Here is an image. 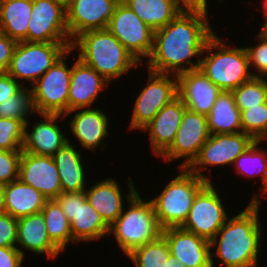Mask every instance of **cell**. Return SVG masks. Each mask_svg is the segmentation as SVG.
<instances>
[{
  "label": "cell",
  "mask_w": 267,
  "mask_h": 267,
  "mask_svg": "<svg viewBox=\"0 0 267 267\" xmlns=\"http://www.w3.org/2000/svg\"><path fill=\"white\" fill-rule=\"evenodd\" d=\"M214 34L207 17L179 13L165 27L154 31L153 48L145 62L148 71L178 76L199 69V56ZM195 57L199 58L193 63Z\"/></svg>",
  "instance_id": "cell-1"
},
{
  "label": "cell",
  "mask_w": 267,
  "mask_h": 267,
  "mask_svg": "<svg viewBox=\"0 0 267 267\" xmlns=\"http://www.w3.org/2000/svg\"><path fill=\"white\" fill-rule=\"evenodd\" d=\"M254 195L243 211L227 219L226 223L210 241L211 265L215 267L216 256L226 267H259L258 253L261 248L262 226L259 222L260 201Z\"/></svg>",
  "instance_id": "cell-2"
},
{
  "label": "cell",
  "mask_w": 267,
  "mask_h": 267,
  "mask_svg": "<svg viewBox=\"0 0 267 267\" xmlns=\"http://www.w3.org/2000/svg\"><path fill=\"white\" fill-rule=\"evenodd\" d=\"M71 49H78V58L109 83L140 65L107 28L83 32L72 41Z\"/></svg>",
  "instance_id": "cell-3"
},
{
  "label": "cell",
  "mask_w": 267,
  "mask_h": 267,
  "mask_svg": "<svg viewBox=\"0 0 267 267\" xmlns=\"http://www.w3.org/2000/svg\"><path fill=\"white\" fill-rule=\"evenodd\" d=\"M129 209L117 217L110 226L109 235L114 234L123 253L128 255L136 247L156 240L162 233L151 200L143 201L131 178L127 179Z\"/></svg>",
  "instance_id": "cell-4"
},
{
  "label": "cell",
  "mask_w": 267,
  "mask_h": 267,
  "mask_svg": "<svg viewBox=\"0 0 267 267\" xmlns=\"http://www.w3.org/2000/svg\"><path fill=\"white\" fill-rule=\"evenodd\" d=\"M202 56L199 69L222 91L232 92L256 77V73L250 71L245 47H230L216 32L207 41Z\"/></svg>",
  "instance_id": "cell-5"
},
{
  "label": "cell",
  "mask_w": 267,
  "mask_h": 267,
  "mask_svg": "<svg viewBox=\"0 0 267 267\" xmlns=\"http://www.w3.org/2000/svg\"><path fill=\"white\" fill-rule=\"evenodd\" d=\"M207 183L188 168H180V174L172 178L162 192L151 200L160 228L181 227L195 196Z\"/></svg>",
  "instance_id": "cell-6"
},
{
  "label": "cell",
  "mask_w": 267,
  "mask_h": 267,
  "mask_svg": "<svg viewBox=\"0 0 267 267\" xmlns=\"http://www.w3.org/2000/svg\"><path fill=\"white\" fill-rule=\"evenodd\" d=\"M71 45L72 43L18 42L7 72L16 81L22 79L24 83L23 80H26L32 86Z\"/></svg>",
  "instance_id": "cell-7"
},
{
  "label": "cell",
  "mask_w": 267,
  "mask_h": 267,
  "mask_svg": "<svg viewBox=\"0 0 267 267\" xmlns=\"http://www.w3.org/2000/svg\"><path fill=\"white\" fill-rule=\"evenodd\" d=\"M63 54L32 86L33 105L37 114H66L72 67L66 64L68 53Z\"/></svg>",
  "instance_id": "cell-8"
},
{
  "label": "cell",
  "mask_w": 267,
  "mask_h": 267,
  "mask_svg": "<svg viewBox=\"0 0 267 267\" xmlns=\"http://www.w3.org/2000/svg\"><path fill=\"white\" fill-rule=\"evenodd\" d=\"M146 84L134 101L132 117L128 126L130 130H141L161 108L178 97V78L175 75L149 71Z\"/></svg>",
  "instance_id": "cell-9"
},
{
  "label": "cell",
  "mask_w": 267,
  "mask_h": 267,
  "mask_svg": "<svg viewBox=\"0 0 267 267\" xmlns=\"http://www.w3.org/2000/svg\"><path fill=\"white\" fill-rule=\"evenodd\" d=\"M216 185L208 182L195 196L188 217L181 226L207 241H211L228 219V214Z\"/></svg>",
  "instance_id": "cell-10"
},
{
  "label": "cell",
  "mask_w": 267,
  "mask_h": 267,
  "mask_svg": "<svg viewBox=\"0 0 267 267\" xmlns=\"http://www.w3.org/2000/svg\"><path fill=\"white\" fill-rule=\"evenodd\" d=\"M255 141L252 136L242 131L234 134H211L188 169L211 182V178L202 173L203 169L208 170L207 166L232 165Z\"/></svg>",
  "instance_id": "cell-11"
},
{
  "label": "cell",
  "mask_w": 267,
  "mask_h": 267,
  "mask_svg": "<svg viewBox=\"0 0 267 267\" xmlns=\"http://www.w3.org/2000/svg\"><path fill=\"white\" fill-rule=\"evenodd\" d=\"M107 29L140 63L144 62L142 58L149 57L154 30L122 1L117 4Z\"/></svg>",
  "instance_id": "cell-12"
},
{
  "label": "cell",
  "mask_w": 267,
  "mask_h": 267,
  "mask_svg": "<svg viewBox=\"0 0 267 267\" xmlns=\"http://www.w3.org/2000/svg\"><path fill=\"white\" fill-rule=\"evenodd\" d=\"M27 42L72 43L66 8L53 0H32Z\"/></svg>",
  "instance_id": "cell-13"
},
{
  "label": "cell",
  "mask_w": 267,
  "mask_h": 267,
  "mask_svg": "<svg viewBox=\"0 0 267 267\" xmlns=\"http://www.w3.org/2000/svg\"><path fill=\"white\" fill-rule=\"evenodd\" d=\"M210 135L207 116L186 109L173 144L161 158L167 161L185 159L179 168H188Z\"/></svg>",
  "instance_id": "cell-14"
},
{
  "label": "cell",
  "mask_w": 267,
  "mask_h": 267,
  "mask_svg": "<svg viewBox=\"0 0 267 267\" xmlns=\"http://www.w3.org/2000/svg\"><path fill=\"white\" fill-rule=\"evenodd\" d=\"M121 0H72L66 8L71 41L83 32L106 29Z\"/></svg>",
  "instance_id": "cell-15"
},
{
  "label": "cell",
  "mask_w": 267,
  "mask_h": 267,
  "mask_svg": "<svg viewBox=\"0 0 267 267\" xmlns=\"http://www.w3.org/2000/svg\"><path fill=\"white\" fill-rule=\"evenodd\" d=\"M18 179L37 189L48 200L56 199L62 192L58 170L52 156L22 152Z\"/></svg>",
  "instance_id": "cell-16"
},
{
  "label": "cell",
  "mask_w": 267,
  "mask_h": 267,
  "mask_svg": "<svg viewBox=\"0 0 267 267\" xmlns=\"http://www.w3.org/2000/svg\"><path fill=\"white\" fill-rule=\"evenodd\" d=\"M161 235L168 243L170 254L186 267H212V249L206 239L181 227L163 229Z\"/></svg>",
  "instance_id": "cell-17"
},
{
  "label": "cell",
  "mask_w": 267,
  "mask_h": 267,
  "mask_svg": "<svg viewBox=\"0 0 267 267\" xmlns=\"http://www.w3.org/2000/svg\"><path fill=\"white\" fill-rule=\"evenodd\" d=\"M42 119L32 125V131H28L29 121L24 126V138L21 147L22 152L31 153L39 156H53L67 142L68 139L63 135L60 126L57 125L58 119L65 118L62 114H39Z\"/></svg>",
  "instance_id": "cell-18"
},
{
  "label": "cell",
  "mask_w": 267,
  "mask_h": 267,
  "mask_svg": "<svg viewBox=\"0 0 267 267\" xmlns=\"http://www.w3.org/2000/svg\"><path fill=\"white\" fill-rule=\"evenodd\" d=\"M177 78L178 97L186 108L207 116L222 90L200 69L184 72Z\"/></svg>",
  "instance_id": "cell-19"
},
{
  "label": "cell",
  "mask_w": 267,
  "mask_h": 267,
  "mask_svg": "<svg viewBox=\"0 0 267 267\" xmlns=\"http://www.w3.org/2000/svg\"><path fill=\"white\" fill-rule=\"evenodd\" d=\"M186 106L177 97L159 110L156 116L141 131H148L153 153L161 157L173 144L182 122Z\"/></svg>",
  "instance_id": "cell-20"
},
{
  "label": "cell",
  "mask_w": 267,
  "mask_h": 267,
  "mask_svg": "<svg viewBox=\"0 0 267 267\" xmlns=\"http://www.w3.org/2000/svg\"><path fill=\"white\" fill-rule=\"evenodd\" d=\"M109 84L95 69L79 58L72 65L68 112L93 107L100 92Z\"/></svg>",
  "instance_id": "cell-21"
},
{
  "label": "cell",
  "mask_w": 267,
  "mask_h": 267,
  "mask_svg": "<svg viewBox=\"0 0 267 267\" xmlns=\"http://www.w3.org/2000/svg\"><path fill=\"white\" fill-rule=\"evenodd\" d=\"M77 111V112H76ZM74 113L70 129L83 148L96 152L108 133V116L99 108L75 109L64 114ZM102 142V143H101Z\"/></svg>",
  "instance_id": "cell-22"
},
{
  "label": "cell",
  "mask_w": 267,
  "mask_h": 267,
  "mask_svg": "<svg viewBox=\"0 0 267 267\" xmlns=\"http://www.w3.org/2000/svg\"><path fill=\"white\" fill-rule=\"evenodd\" d=\"M17 225V246L33 254L44 255L55 259L61 251L49 239L42 212L21 217ZM19 244V245H18Z\"/></svg>",
  "instance_id": "cell-23"
},
{
  "label": "cell",
  "mask_w": 267,
  "mask_h": 267,
  "mask_svg": "<svg viewBox=\"0 0 267 267\" xmlns=\"http://www.w3.org/2000/svg\"><path fill=\"white\" fill-rule=\"evenodd\" d=\"M121 191L119 183L112 178L98 181L85 190L87 201L109 227L124 209L123 201L125 200H123Z\"/></svg>",
  "instance_id": "cell-24"
},
{
  "label": "cell",
  "mask_w": 267,
  "mask_h": 267,
  "mask_svg": "<svg viewBox=\"0 0 267 267\" xmlns=\"http://www.w3.org/2000/svg\"><path fill=\"white\" fill-rule=\"evenodd\" d=\"M63 192L86 190V173L80 152L70 140L53 156Z\"/></svg>",
  "instance_id": "cell-25"
},
{
  "label": "cell",
  "mask_w": 267,
  "mask_h": 267,
  "mask_svg": "<svg viewBox=\"0 0 267 267\" xmlns=\"http://www.w3.org/2000/svg\"><path fill=\"white\" fill-rule=\"evenodd\" d=\"M47 200L41 192L19 179L4 185L6 213L16 219L41 212Z\"/></svg>",
  "instance_id": "cell-26"
},
{
  "label": "cell",
  "mask_w": 267,
  "mask_h": 267,
  "mask_svg": "<svg viewBox=\"0 0 267 267\" xmlns=\"http://www.w3.org/2000/svg\"><path fill=\"white\" fill-rule=\"evenodd\" d=\"M110 227L89 204L85 191L78 192V211L71 222L72 242H90L109 235Z\"/></svg>",
  "instance_id": "cell-27"
},
{
  "label": "cell",
  "mask_w": 267,
  "mask_h": 267,
  "mask_svg": "<svg viewBox=\"0 0 267 267\" xmlns=\"http://www.w3.org/2000/svg\"><path fill=\"white\" fill-rule=\"evenodd\" d=\"M32 0H0V31L12 40L27 42Z\"/></svg>",
  "instance_id": "cell-28"
},
{
  "label": "cell",
  "mask_w": 267,
  "mask_h": 267,
  "mask_svg": "<svg viewBox=\"0 0 267 267\" xmlns=\"http://www.w3.org/2000/svg\"><path fill=\"white\" fill-rule=\"evenodd\" d=\"M210 134H234L242 131L241 112L232 92L222 91L207 115Z\"/></svg>",
  "instance_id": "cell-29"
},
{
  "label": "cell",
  "mask_w": 267,
  "mask_h": 267,
  "mask_svg": "<svg viewBox=\"0 0 267 267\" xmlns=\"http://www.w3.org/2000/svg\"><path fill=\"white\" fill-rule=\"evenodd\" d=\"M154 31L165 27L179 12L173 0H121Z\"/></svg>",
  "instance_id": "cell-30"
},
{
  "label": "cell",
  "mask_w": 267,
  "mask_h": 267,
  "mask_svg": "<svg viewBox=\"0 0 267 267\" xmlns=\"http://www.w3.org/2000/svg\"><path fill=\"white\" fill-rule=\"evenodd\" d=\"M41 212L43 213L49 239L63 252L68 244L72 242L71 223L55 199L47 200Z\"/></svg>",
  "instance_id": "cell-31"
},
{
  "label": "cell",
  "mask_w": 267,
  "mask_h": 267,
  "mask_svg": "<svg viewBox=\"0 0 267 267\" xmlns=\"http://www.w3.org/2000/svg\"><path fill=\"white\" fill-rule=\"evenodd\" d=\"M169 255L168 243L160 235L156 240L136 247L127 256L136 267H166Z\"/></svg>",
  "instance_id": "cell-32"
},
{
  "label": "cell",
  "mask_w": 267,
  "mask_h": 267,
  "mask_svg": "<svg viewBox=\"0 0 267 267\" xmlns=\"http://www.w3.org/2000/svg\"><path fill=\"white\" fill-rule=\"evenodd\" d=\"M260 143L262 141L256 140L234 161L233 165L238 175H246L247 178L260 176L263 183L267 175V151L258 147Z\"/></svg>",
  "instance_id": "cell-33"
},
{
  "label": "cell",
  "mask_w": 267,
  "mask_h": 267,
  "mask_svg": "<svg viewBox=\"0 0 267 267\" xmlns=\"http://www.w3.org/2000/svg\"><path fill=\"white\" fill-rule=\"evenodd\" d=\"M236 106L242 110L258 106L267 101V78L253 77L232 91Z\"/></svg>",
  "instance_id": "cell-34"
},
{
  "label": "cell",
  "mask_w": 267,
  "mask_h": 267,
  "mask_svg": "<svg viewBox=\"0 0 267 267\" xmlns=\"http://www.w3.org/2000/svg\"><path fill=\"white\" fill-rule=\"evenodd\" d=\"M33 96L31 88L25 86L16 95L0 103V118L18 119L24 124L28 117L34 113Z\"/></svg>",
  "instance_id": "cell-35"
},
{
  "label": "cell",
  "mask_w": 267,
  "mask_h": 267,
  "mask_svg": "<svg viewBox=\"0 0 267 267\" xmlns=\"http://www.w3.org/2000/svg\"><path fill=\"white\" fill-rule=\"evenodd\" d=\"M242 132L255 140H267V101L241 111Z\"/></svg>",
  "instance_id": "cell-36"
},
{
  "label": "cell",
  "mask_w": 267,
  "mask_h": 267,
  "mask_svg": "<svg viewBox=\"0 0 267 267\" xmlns=\"http://www.w3.org/2000/svg\"><path fill=\"white\" fill-rule=\"evenodd\" d=\"M24 126L18 119L0 118V149L21 151Z\"/></svg>",
  "instance_id": "cell-37"
},
{
  "label": "cell",
  "mask_w": 267,
  "mask_h": 267,
  "mask_svg": "<svg viewBox=\"0 0 267 267\" xmlns=\"http://www.w3.org/2000/svg\"><path fill=\"white\" fill-rule=\"evenodd\" d=\"M255 40L259 41V44L245 47L250 69L253 67L256 70V77H267V38L259 32Z\"/></svg>",
  "instance_id": "cell-38"
},
{
  "label": "cell",
  "mask_w": 267,
  "mask_h": 267,
  "mask_svg": "<svg viewBox=\"0 0 267 267\" xmlns=\"http://www.w3.org/2000/svg\"><path fill=\"white\" fill-rule=\"evenodd\" d=\"M22 151L0 149V184L7 185L18 180L19 162Z\"/></svg>",
  "instance_id": "cell-39"
},
{
  "label": "cell",
  "mask_w": 267,
  "mask_h": 267,
  "mask_svg": "<svg viewBox=\"0 0 267 267\" xmlns=\"http://www.w3.org/2000/svg\"><path fill=\"white\" fill-rule=\"evenodd\" d=\"M18 220L5 213L0 216V247H16Z\"/></svg>",
  "instance_id": "cell-40"
},
{
  "label": "cell",
  "mask_w": 267,
  "mask_h": 267,
  "mask_svg": "<svg viewBox=\"0 0 267 267\" xmlns=\"http://www.w3.org/2000/svg\"><path fill=\"white\" fill-rule=\"evenodd\" d=\"M17 42L0 31V74L9 69Z\"/></svg>",
  "instance_id": "cell-41"
},
{
  "label": "cell",
  "mask_w": 267,
  "mask_h": 267,
  "mask_svg": "<svg viewBox=\"0 0 267 267\" xmlns=\"http://www.w3.org/2000/svg\"><path fill=\"white\" fill-rule=\"evenodd\" d=\"M61 206L62 211L71 223L78 211V192H61L55 199Z\"/></svg>",
  "instance_id": "cell-42"
},
{
  "label": "cell",
  "mask_w": 267,
  "mask_h": 267,
  "mask_svg": "<svg viewBox=\"0 0 267 267\" xmlns=\"http://www.w3.org/2000/svg\"><path fill=\"white\" fill-rule=\"evenodd\" d=\"M179 13L199 14L208 17V0H173Z\"/></svg>",
  "instance_id": "cell-43"
},
{
  "label": "cell",
  "mask_w": 267,
  "mask_h": 267,
  "mask_svg": "<svg viewBox=\"0 0 267 267\" xmlns=\"http://www.w3.org/2000/svg\"><path fill=\"white\" fill-rule=\"evenodd\" d=\"M24 253L19 247H0V267H21Z\"/></svg>",
  "instance_id": "cell-44"
},
{
  "label": "cell",
  "mask_w": 267,
  "mask_h": 267,
  "mask_svg": "<svg viewBox=\"0 0 267 267\" xmlns=\"http://www.w3.org/2000/svg\"><path fill=\"white\" fill-rule=\"evenodd\" d=\"M24 86L16 81L8 72L0 74V103L8 100L19 92Z\"/></svg>",
  "instance_id": "cell-45"
},
{
  "label": "cell",
  "mask_w": 267,
  "mask_h": 267,
  "mask_svg": "<svg viewBox=\"0 0 267 267\" xmlns=\"http://www.w3.org/2000/svg\"><path fill=\"white\" fill-rule=\"evenodd\" d=\"M166 267H186L183 263L179 262L176 257L169 255L166 261Z\"/></svg>",
  "instance_id": "cell-46"
},
{
  "label": "cell",
  "mask_w": 267,
  "mask_h": 267,
  "mask_svg": "<svg viewBox=\"0 0 267 267\" xmlns=\"http://www.w3.org/2000/svg\"><path fill=\"white\" fill-rule=\"evenodd\" d=\"M5 204H4V185L0 184V216L5 214Z\"/></svg>",
  "instance_id": "cell-47"
},
{
  "label": "cell",
  "mask_w": 267,
  "mask_h": 267,
  "mask_svg": "<svg viewBox=\"0 0 267 267\" xmlns=\"http://www.w3.org/2000/svg\"><path fill=\"white\" fill-rule=\"evenodd\" d=\"M263 186H260L259 187V190H261V193H262V195L264 194H266V196H267V175H266V178H265V180H264V182L263 183H261Z\"/></svg>",
  "instance_id": "cell-48"
},
{
  "label": "cell",
  "mask_w": 267,
  "mask_h": 267,
  "mask_svg": "<svg viewBox=\"0 0 267 267\" xmlns=\"http://www.w3.org/2000/svg\"><path fill=\"white\" fill-rule=\"evenodd\" d=\"M265 15V24H263L262 29L260 30V33H262L267 38V14Z\"/></svg>",
  "instance_id": "cell-49"
},
{
  "label": "cell",
  "mask_w": 267,
  "mask_h": 267,
  "mask_svg": "<svg viewBox=\"0 0 267 267\" xmlns=\"http://www.w3.org/2000/svg\"><path fill=\"white\" fill-rule=\"evenodd\" d=\"M53 1L60 3L65 8H67L70 5V3L72 2V0H53Z\"/></svg>",
  "instance_id": "cell-50"
},
{
  "label": "cell",
  "mask_w": 267,
  "mask_h": 267,
  "mask_svg": "<svg viewBox=\"0 0 267 267\" xmlns=\"http://www.w3.org/2000/svg\"><path fill=\"white\" fill-rule=\"evenodd\" d=\"M262 3V6H263V9L261 10L263 12V14H267V0H263L261 1Z\"/></svg>",
  "instance_id": "cell-51"
}]
</instances>
